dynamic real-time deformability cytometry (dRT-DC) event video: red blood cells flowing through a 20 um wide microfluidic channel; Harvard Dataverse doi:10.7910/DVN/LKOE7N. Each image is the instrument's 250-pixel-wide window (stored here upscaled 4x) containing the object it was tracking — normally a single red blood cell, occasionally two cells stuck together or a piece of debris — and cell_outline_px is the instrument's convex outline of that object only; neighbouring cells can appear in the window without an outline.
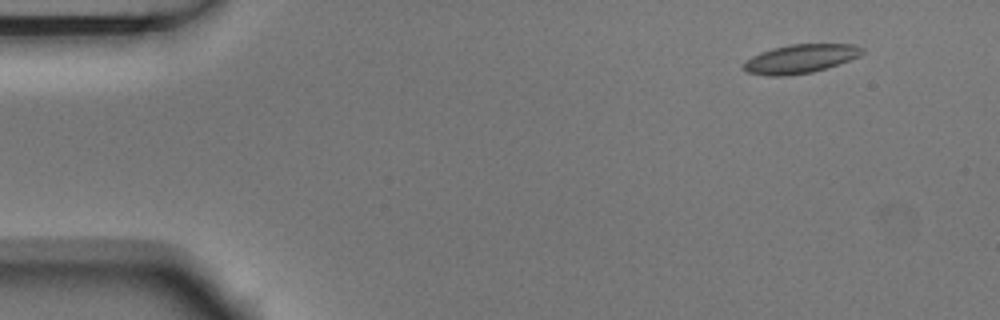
{"species": "Egyptian fruit bat (a non-hibernating species)", "species_latin": "Rousettus aegyptiacus", "temperature_condition": "room temperature", "stored_images_in_passage": 4, "camera_frame_rate_fps": 3000, "um_per_image_px": 0.085, "animal": {"sex": "male"}, "frame": {"image": 1, "passage_image": 1, "time_ms": 0.0, "image_size_px": [1000, 320], "cell_outline_px": [[864, 52], [860, 56], [812, 72], [784, 76], [768, 76], [748, 72], [740, 64], [752, 56], [760, 52], [772, 48], [792, 44], [856, 44], [864, 48]], "centroid_in_image_um": [68.01, 4.99], "position_along_channel_um": 17.0, "area_um2": 19.83}}